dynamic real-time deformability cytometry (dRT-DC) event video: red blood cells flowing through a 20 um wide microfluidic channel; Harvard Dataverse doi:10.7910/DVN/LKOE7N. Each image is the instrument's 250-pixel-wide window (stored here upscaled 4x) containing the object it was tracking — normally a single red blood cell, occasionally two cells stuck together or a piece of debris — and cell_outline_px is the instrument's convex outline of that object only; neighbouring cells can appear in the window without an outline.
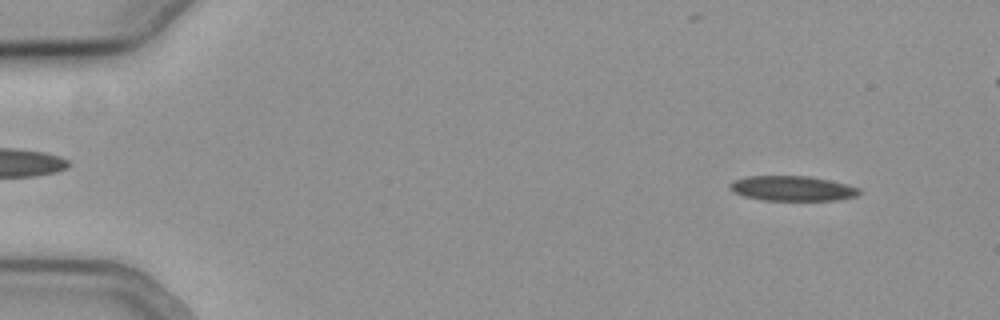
{"species": "common noctule bat (a hibernating species)", "species_latin": "Nyctalus noctula", "temperature_condition": "cold", "stored_images_in_passage": 53, "camera_frame_rate_fps": 3000, "um_per_image_px": 0.085, "animal": {"sex": "female", "body_mass_g": 19.3, "forearm_length_mm": 54.1}, "frame": {"image": 1, "passage_image": 4, "time_ms": 1.0, "image_size_px": [1000, 320], "cell_outline_px": [[864, 192], [856, 196], [836, 200], [764, 200], [744, 196], [732, 192], [728, 188], [728, 184], [736, 180], [748, 176], [808, 176], [828, 180], [860, 188]], "centroid_in_image_um": [67.34, 16.02], "position_along_channel_um": 17.7, "area_um2": 18.79}}
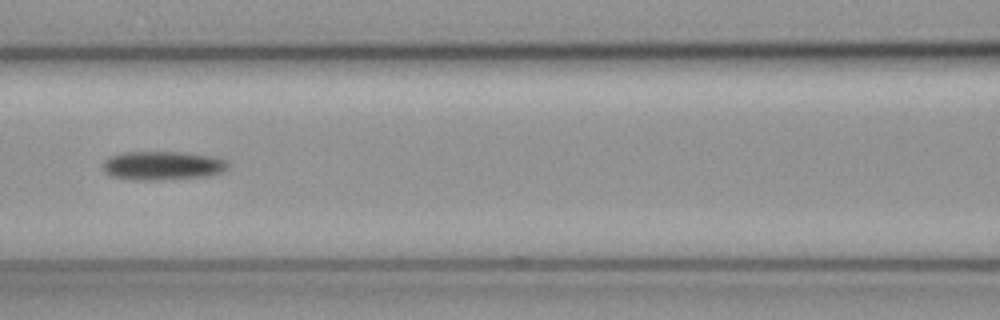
{"frame": {"image": 2, "passage_image": 24, "time_ms": 7.667, "image_size_px": [1000, 320], "cell_outline_px": [[228, 168], [220, 172], [208, 176], [160, 180], [132, 180], [108, 176], [100, 168], [100, 164], [104, 160], [112, 156], [124, 152], [180, 152], [212, 156], [228, 160]], "centroid_in_image_um": [13.75, 14.08], "position_along_channel_um": 152.8, "area_um2": 21.33}}
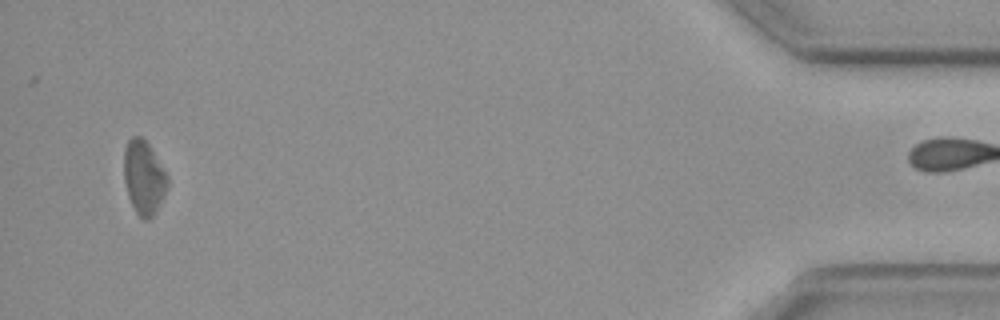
{"frame": {"image": 3, "passage_image": 52, "time_ms": 17.0, "image_size_px": [1000, 320], "cell_outline_px": [[168, 184], [164, 196], [156, 212], [148, 220], [144, 220], [136, 212], [128, 196], [124, 180], [124, 148], [128, 140], [132, 136], [140, 136], [148, 144], [168, 176]], "centroid_in_image_um": [12.22, 15.09], "position_along_channel_um": 423.0, "area_um2": 18.61}, "authors_computed_cell_mechanics": {"area_um2": 19.5942, "velocity_mm_per_s": 3.7742, "shape_relaxation_time_tau1_ms": 5.4521, "shape_relaxation_time_tau2_ms": null, "deformation_change_tau1": 0.1075, "deformation_change_tau2": null}}